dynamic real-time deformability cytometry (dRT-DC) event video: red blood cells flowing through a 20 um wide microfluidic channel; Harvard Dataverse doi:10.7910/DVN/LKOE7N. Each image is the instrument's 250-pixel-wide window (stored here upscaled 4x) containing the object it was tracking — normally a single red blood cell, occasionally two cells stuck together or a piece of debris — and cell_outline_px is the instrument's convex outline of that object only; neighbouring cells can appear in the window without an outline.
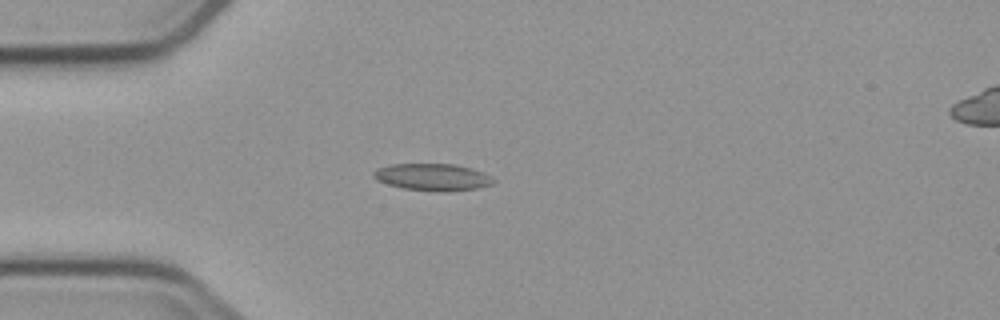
{"species": "common noctule bat (a hibernating species)", "species_latin": "Nyctalus noctula", "temperature_condition": "cold", "stored_images_in_passage": 5, "camera_frame_rate_fps": 3000, "um_per_image_px": 0.085, "animal": {"sex": "male", "body_mass_g": 23.1, "forearm_length_mm": 52.7}, "frame": {"image": 1, "passage_image": 4, "time_ms": 3.667, "image_size_px": [1000, 320], "cell_outline_px": [[496, 180], [492, 184], [476, 188], [448, 192], [440, 192], [404, 188], [388, 184], [376, 180], [372, 176], [372, 172], [376, 168], [388, 164], [456, 164], [472, 168], [484, 172]], "centroid_in_image_um": [36.76, 15.04], "position_along_channel_um": 48.2, "area_um2": 19.07}}